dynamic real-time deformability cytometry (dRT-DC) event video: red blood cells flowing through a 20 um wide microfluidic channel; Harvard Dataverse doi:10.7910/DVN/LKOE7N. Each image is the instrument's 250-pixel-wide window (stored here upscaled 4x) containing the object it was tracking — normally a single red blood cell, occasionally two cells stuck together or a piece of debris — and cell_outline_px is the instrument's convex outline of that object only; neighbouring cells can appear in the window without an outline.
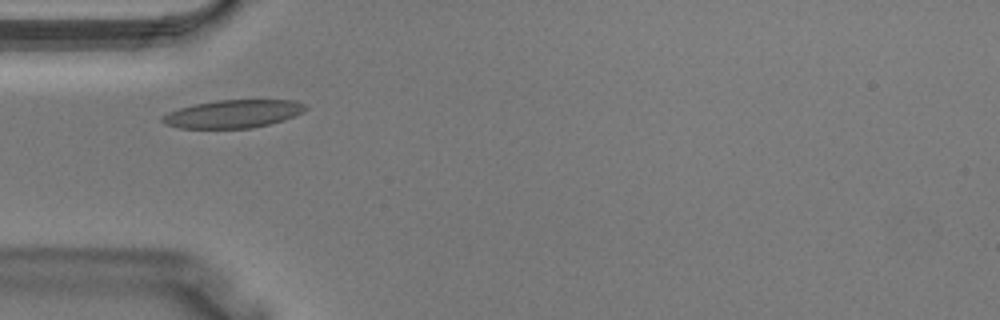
{"species": "Egyptian fruit bat (a non-hibernating species)", "species_latin": "Rousettus aegyptiacus", "temperature_condition": "warm", "stored_images_in_passage": 28, "camera_frame_rate_fps": 3000, "um_per_image_px": 0.085, "animal": {"sex": "male"}, "frame": {"image": 1, "passage_image": 1, "time_ms": 0.0, "image_size_px": [1000, 320], "cell_outline_px": [[308, 108], [304, 112], [284, 120], [252, 128], [180, 128], [164, 124], [160, 120], [160, 116], [168, 112], [180, 108], [196, 104], [216, 100], [296, 100], [308, 104]], "centroid_in_image_um": [19.84, 9.67], "position_along_channel_um": 65.2, "area_um2": 23.52}}
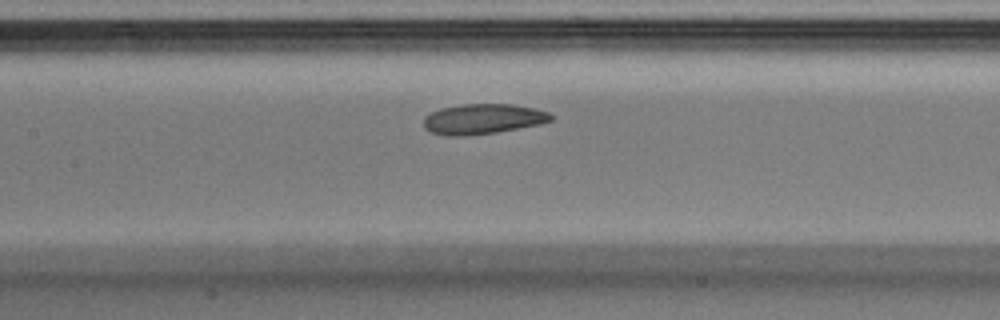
{"frame": {"image": 2, "passage_image": 7, "time_ms": 2.0, "image_size_px": [1000, 320], "cell_outline_px": [[552, 120], [540, 124], [496, 132], [464, 136], [448, 136], [432, 132], [424, 128], [424, 116], [440, 108], [464, 104], [512, 104], [536, 108], [548, 112], [552, 116]], "centroid_in_image_um": [41.04, 10.11], "position_along_channel_um": 166.4, "area_um2": 22.37}}
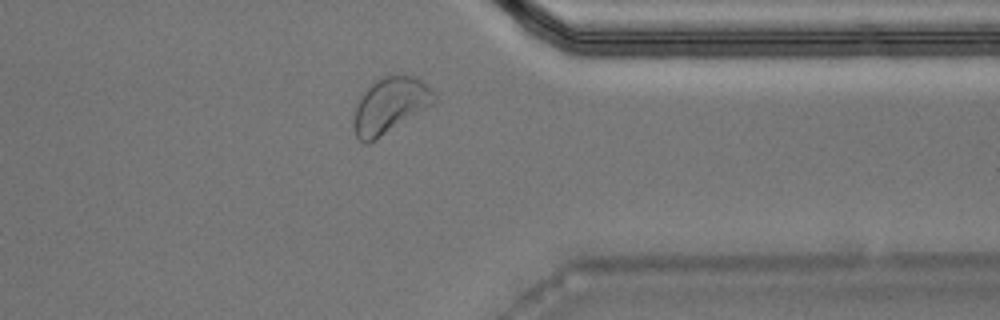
{"frame": {"image": 3, "passage_image": 20, "time_ms": 6.333, "image_size_px": [1000, 320], "cell_outline_px": [[440, 100], [436, 104], [368, 144], [364, 144], [356, 136], [352, 124], [356, 104], [360, 96], [376, 80], [384, 76], [416, 76]], "centroid_in_image_um": [33.16, 8.99], "position_along_channel_um": 378.2, "area_um2": 26.18}}